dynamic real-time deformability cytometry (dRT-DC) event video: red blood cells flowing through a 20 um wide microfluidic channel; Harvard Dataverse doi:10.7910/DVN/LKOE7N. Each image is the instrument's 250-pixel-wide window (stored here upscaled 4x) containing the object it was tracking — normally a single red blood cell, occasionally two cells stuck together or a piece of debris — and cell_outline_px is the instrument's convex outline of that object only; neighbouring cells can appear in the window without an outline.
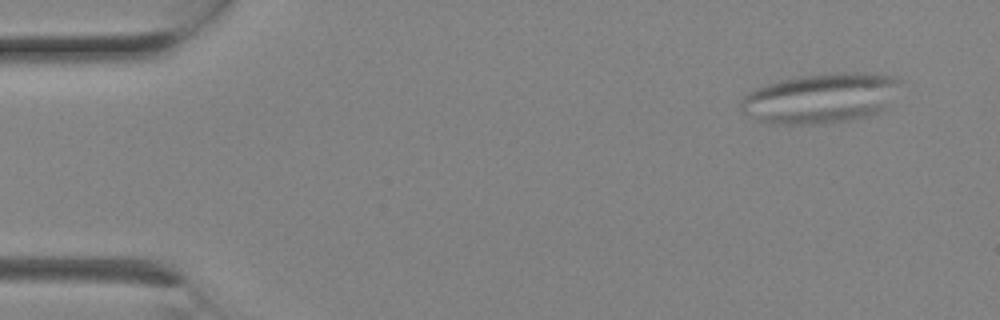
{"species": "Egyptian fruit bat (a non-hibernating species)", "species_latin": "Rousettus aegyptiacus", "temperature_condition": "room temperature", "stored_images_in_passage": 3, "segment_of_instrument_passage": [2, 2], "camera_frame_rate_fps": 3000, "um_per_image_px": 0.085, "animal": {"sex": "female"}, "frame": {"image": 1, "passage_image": 3, "time_ms": 0.667, "image_size_px": [1000, 320], "cell_outline_px": [[900, 80], [888, 104], [880, 112], [868, 116], [848, 120], [820, 124], [772, 124], [756, 120], [744, 116], [740, 112], [740, 100], [748, 92], [764, 84], [800, 76], [832, 72], [880, 72], [896, 76]], "centroid_in_image_um": [69.7, 8.34], "position_along_channel_um": 15.3, "area_um2": 47.05}}